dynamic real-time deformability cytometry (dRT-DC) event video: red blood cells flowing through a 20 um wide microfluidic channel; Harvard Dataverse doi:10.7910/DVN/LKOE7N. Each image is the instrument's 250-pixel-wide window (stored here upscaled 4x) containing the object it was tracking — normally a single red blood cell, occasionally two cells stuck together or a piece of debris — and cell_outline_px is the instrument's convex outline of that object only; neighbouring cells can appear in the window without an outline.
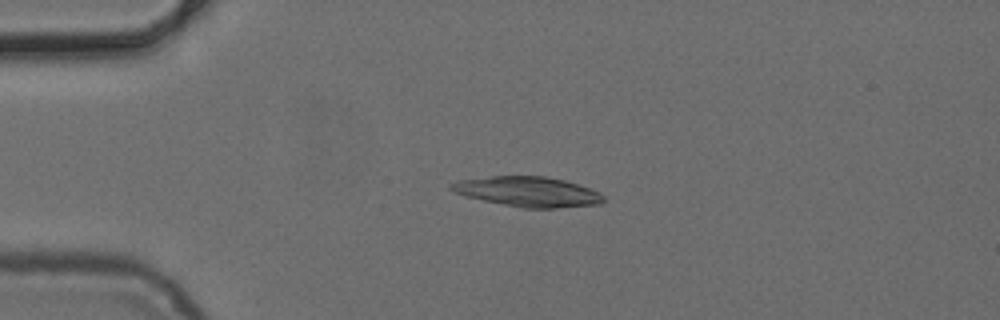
{"species": "common noctule bat (a hibernating species)", "species_latin": "Nyctalus noctula", "temperature_condition": "cold", "stored_images_in_passage": 3, "camera_frame_rate_fps": 3000, "um_per_image_px": 0.085, "animal": {"sex": "female", "body_mass_g": 24.6, "forearm_length_mm": 56.2}, "frame": {"image": 1, "passage_image": 2, "time_ms": 1.333, "image_size_px": [1000, 320], "cell_outline_px": [[604, 200], [600, 204], [556, 208], [524, 208], [464, 196], [448, 188], [448, 184], [460, 180], [492, 176], [544, 176], [564, 180], [600, 192], [604, 196]], "centroid_in_image_um": [44.87, 16.29], "position_along_channel_um": 40.1, "area_um2": 26.41}}